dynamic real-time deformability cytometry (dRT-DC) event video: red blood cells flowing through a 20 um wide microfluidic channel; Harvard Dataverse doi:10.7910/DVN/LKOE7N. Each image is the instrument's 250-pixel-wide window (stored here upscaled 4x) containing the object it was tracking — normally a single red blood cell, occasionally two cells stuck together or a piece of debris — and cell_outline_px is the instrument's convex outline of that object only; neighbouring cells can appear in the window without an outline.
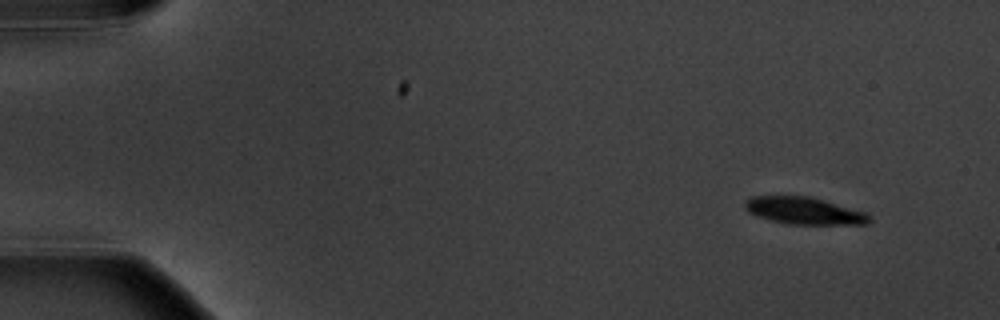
{"species": "common noctule bat (a hibernating species)", "species_latin": "Nyctalus noctula", "temperature_condition": "warm", "stored_images_in_passage": 9, "camera_frame_rate_fps": 3000, "um_per_image_px": 0.085, "animal": {"sex": "male", "body_mass_g": 20.1, "forearm_length_mm": 53.5}, "frame": {"image": 1, "passage_image": 1, "time_ms": 0.0, "image_size_px": [1000, 320], "cell_outline_px": [[872, 220], [868, 224], [788, 224], [756, 216], [748, 212], [744, 208], [744, 204], [752, 196], [812, 196], [868, 212], [872, 216]], "centroid_in_image_um": [68.43, 17.91], "position_along_channel_um": 16.6, "area_um2": 19.94}}
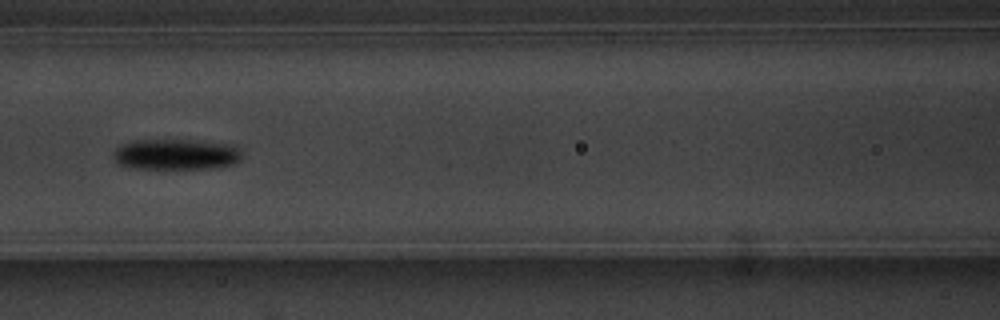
{"frame": {"image": 2, "passage_image": 7, "time_ms": 7.0, "image_size_px": [1000, 320], "cell_outline_px": [[244, 156], [236, 164], [216, 168], [128, 168], [116, 164], [112, 156], [116, 148], [124, 144], [136, 140], [188, 140], [232, 144], [244, 152]], "centroid_in_image_um": [15.0, 13.13], "position_along_channel_um": 151.6, "area_um2": 23.35}}